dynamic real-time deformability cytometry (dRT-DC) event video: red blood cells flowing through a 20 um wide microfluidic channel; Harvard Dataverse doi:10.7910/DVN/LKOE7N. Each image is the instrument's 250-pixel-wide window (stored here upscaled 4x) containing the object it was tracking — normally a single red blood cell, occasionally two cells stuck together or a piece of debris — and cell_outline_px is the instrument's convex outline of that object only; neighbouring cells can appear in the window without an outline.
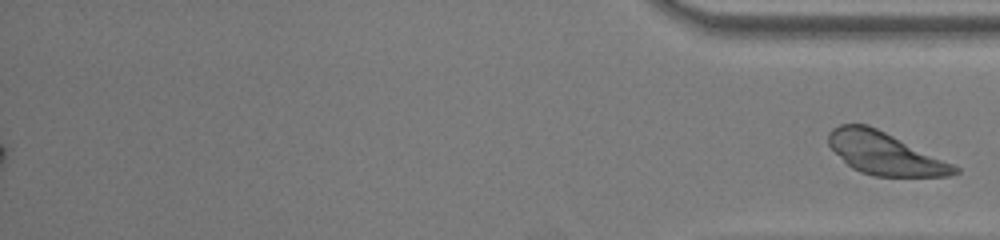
{"species": "common noctule bat (a hibernating species)", "species_latin": "Nyctalus noctula", "temperature_condition": "room temperature", "stored_images_in_passage": 37, "segment_of_instrument_passage": [2, 2], "camera_frame_rate_fps": 3000, "um_per_image_px": 0.085, "animal": {"sex": "female", "body_mass_g": 22.0, "forearm_length_mm": 56.7}, "frame": {"image": 1, "passage_image": 37, "time_ms": 12.0, "image_size_px": [1000, 240], "cell_outline_px": [[960, 172], [948, 176], [876, 176], [860, 172], [852, 168], [828, 144], [828, 132], [832, 128], [840, 124], [868, 124], [952, 164], [960, 168]], "centroid_in_image_um": [75.18, 13.04], "position_along_channel_um": 360.0, "area_um2": 30.52}}